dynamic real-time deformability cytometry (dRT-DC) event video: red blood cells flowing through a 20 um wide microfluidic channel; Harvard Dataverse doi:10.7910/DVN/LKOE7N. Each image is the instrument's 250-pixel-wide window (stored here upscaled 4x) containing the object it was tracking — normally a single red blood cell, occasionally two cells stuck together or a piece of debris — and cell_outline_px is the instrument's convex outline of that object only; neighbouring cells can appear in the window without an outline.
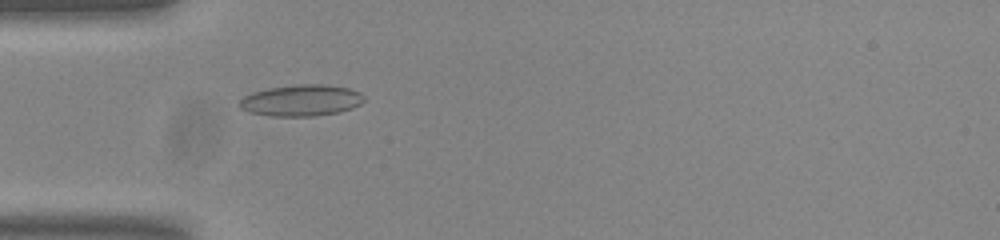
{"species": "common noctule bat (a hibernating species)", "species_latin": "Nyctalus noctula", "temperature_condition": "room temperature", "stored_images_in_passage": 41, "camera_frame_rate_fps": 3000, "um_per_image_px": 0.085, "animal": {"sex": "male", "body_mass_g": 20.0, "forearm_length_mm": 53.3}, "frame": {"image": 1, "passage_image": 3, "time_ms": 0.667, "image_size_px": [1000, 240], "cell_outline_px": [[364, 100], [360, 104], [352, 108], [340, 112], [312, 116], [272, 116], [248, 112], [240, 108], [236, 104], [244, 96], [252, 92], [268, 88], [300, 84], [324, 84], [348, 88], [360, 92], [364, 96]], "centroid_in_image_um": [25.58, 8.53], "position_along_channel_um": 59.4, "area_um2": 22.89}}
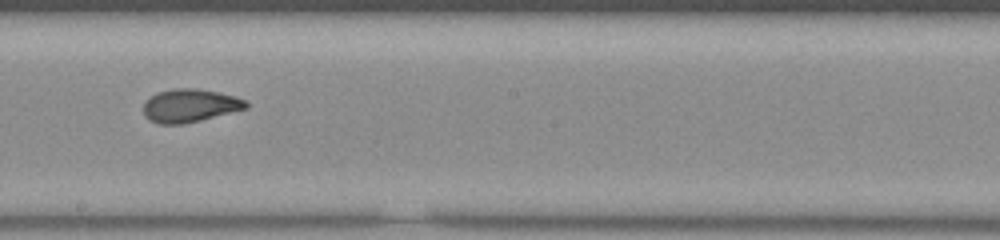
{"frame": {"image": 2, "passage_image": 17, "time_ms": 5.333, "image_size_px": [1000, 240], "cell_outline_px": [[248, 108], [184, 124], [156, 124], [148, 120], [144, 116], [144, 104], [156, 92], [176, 88], [196, 88], [220, 92], [236, 96], [248, 100]], "centroid_in_image_um": [16.16, 8.97], "position_along_channel_um": 232.0, "area_um2": 20.0}}
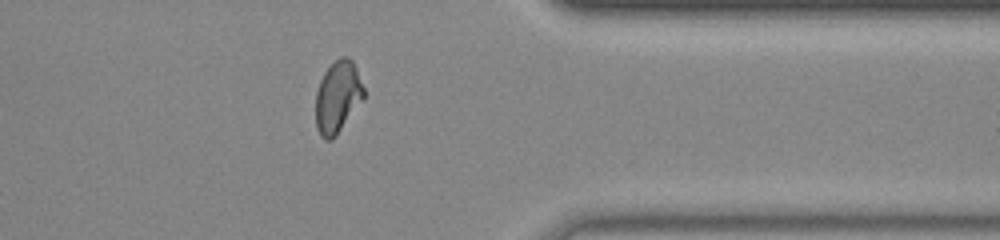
{"frame": {"image": 3, "passage_image": 30, "time_ms": 9.667, "image_size_px": [1000, 240], "cell_outline_px": [[364, 96], [336, 136], [332, 140], [324, 140], [320, 136], [316, 128], [316, 92], [320, 80], [324, 72], [340, 56], [348, 56], [352, 60], [356, 68], [364, 88]], "centroid_in_image_um": [28.68, 8.24], "position_along_channel_um": 382.7, "area_um2": 20.0}, "authors_computed_cell_mechanics": {"area_um2": 19.941, "velocity_mm_per_s": 3.7596, "shape_relaxation_time_tau1_ms": 7.4741, "shape_relaxation_time_tau2_ms": 1.2243, "deformation_change_tau1": 0.1917, "deformation_change_tau2": 0.0704}}